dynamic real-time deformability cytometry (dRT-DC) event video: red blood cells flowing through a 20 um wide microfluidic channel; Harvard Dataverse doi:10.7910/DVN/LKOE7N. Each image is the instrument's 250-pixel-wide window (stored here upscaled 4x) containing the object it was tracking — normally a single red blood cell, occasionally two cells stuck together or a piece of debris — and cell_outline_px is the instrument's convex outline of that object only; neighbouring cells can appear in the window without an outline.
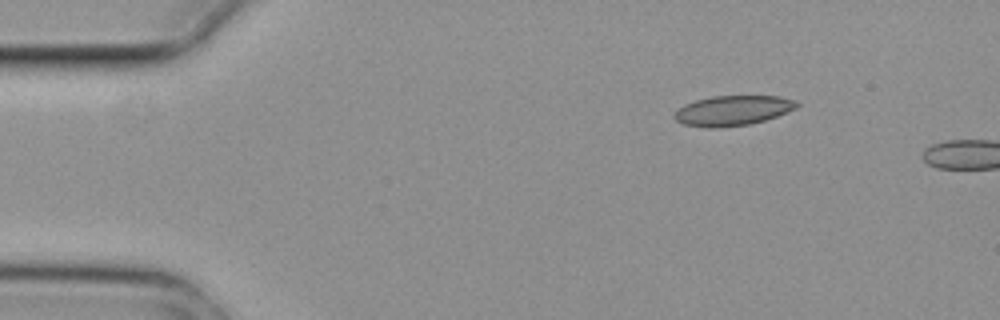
{"species": "common noctule bat (a hibernating species)", "species_latin": "Nyctalus noctula", "temperature_condition": "cold", "stored_images_in_passage": 2, "camera_frame_rate_fps": 3000, "um_per_image_px": 0.085, "animal": {"sex": "female", "body_mass_g": 29.2, "forearm_length_mm": 56.3}, "frame": {"image": 1, "passage_image": 1, "time_ms": 0.0, "image_size_px": [1000, 320], "cell_outline_px": [[800, 104], [796, 108], [788, 112], [764, 120], [748, 124], [716, 128], [708, 128], [684, 124], [676, 120], [672, 116], [684, 104], [696, 100], [712, 96], [780, 96], [796, 100]], "centroid_in_image_um": [62.3, 9.39], "position_along_channel_um": 22.7, "area_um2": 21.33}}